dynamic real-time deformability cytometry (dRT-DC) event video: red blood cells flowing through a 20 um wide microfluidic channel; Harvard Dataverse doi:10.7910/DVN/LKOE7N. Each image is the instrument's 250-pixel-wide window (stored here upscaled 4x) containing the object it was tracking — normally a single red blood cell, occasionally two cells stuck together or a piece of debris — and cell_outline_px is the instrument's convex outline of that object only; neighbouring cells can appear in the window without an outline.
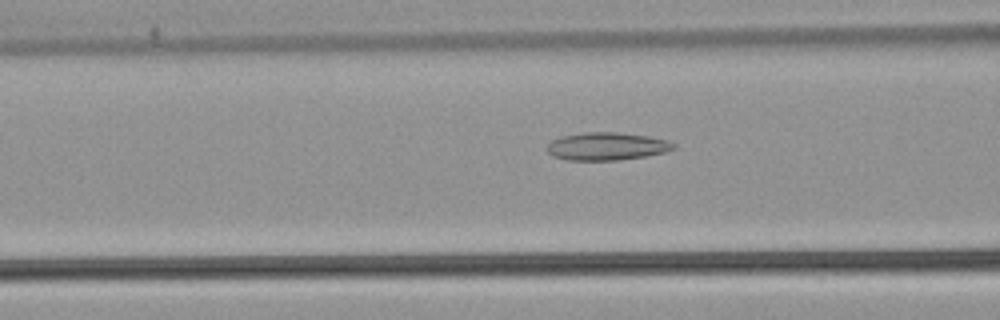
{"species": "common noctule bat (a hibernating species)", "species_latin": "Nyctalus noctula", "temperature_condition": "warm", "stored_images_in_passage": 45, "camera_frame_rate_fps": 3000, "um_per_image_px": 0.085, "animal": {"sex": "male", "body_mass_g": 21.5, "forearm_length_mm": 52.0}, "frame": {"image": 1, "passage_image": 14, "time_ms": 4.333, "image_size_px": [1000, 320], "cell_outline_px": [[676, 148], [664, 152], [644, 156], [616, 160], [564, 160], [552, 156], [544, 148], [552, 140], [560, 136], [588, 132], [616, 132], [648, 136], [668, 140], [676, 144]], "centroid_in_image_um": [51.54, 12.43], "position_along_channel_um": 115.1, "area_um2": 20.58}}
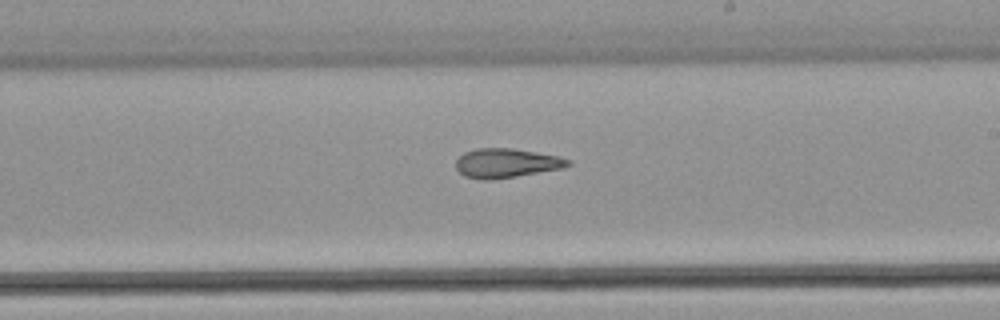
{"frame": {"image": 2, "passage_image": 24, "time_ms": 7.667, "image_size_px": [1000, 320], "cell_outline_px": [[572, 164], [564, 168], [516, 176], [488, 180], [464, 176], [456, 168], [456, 160], [464, 152], [476, 148], [512, 148], [560, 156], [572, 160]], "centroid_in_image_um": [43.08, 13.85], "position_along_channel_um": 245.9, "area_um2": 19.13}}
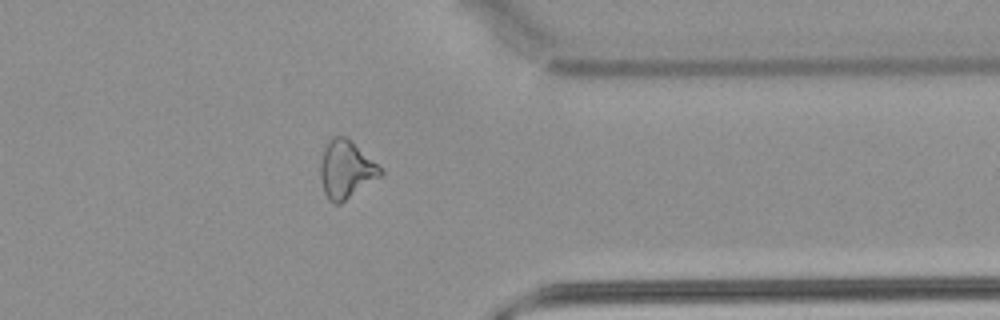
{"frame": {"image": 3, "passage_image": 35, "time_ms": 11.333, "image_size_px": [1000, 320], "cell_outline_px": [[384, 172], [380, 176], [340, 204], [332, 204], [328, 200], [324, 192], [320, 176], [320, 164], [324, 148], [328, 140], [332, 136], [344, 136], [376, 164]], "centroid_in_image_um": [29.36, 14.44], "position_along_channel_um": 382.0, "area_um2": 19.71}, "authors_computed_cell_mechanics": {"area_um2": 19.8254, "velocity_mm_per_s": 3.9337, "shape_relaxation_time_tau1_ms": null, "shape_relaxation_time_tau2_ms": 4.3515, "deformation_change_tau1": null, "deformation_change_tau2": 0.1504}}